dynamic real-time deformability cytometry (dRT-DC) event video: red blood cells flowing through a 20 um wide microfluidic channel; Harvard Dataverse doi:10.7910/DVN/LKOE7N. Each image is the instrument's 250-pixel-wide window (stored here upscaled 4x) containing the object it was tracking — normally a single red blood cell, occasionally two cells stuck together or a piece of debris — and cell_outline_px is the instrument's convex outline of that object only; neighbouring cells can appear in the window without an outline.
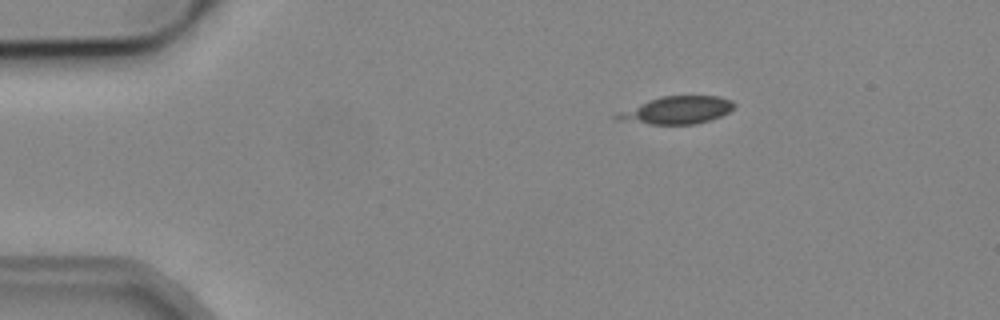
{"species": "common noctule bat (a hibernating species)", "species_latin": "Nyctalus noctula", "temperature_condition": "cold", "stored_images_in_passage": 5, "camera_frame_rate_fps": 3000, "um_per_image_px": 0.085, "animal": {"sex": "male", "body_mass_g": 19.2, "forearm_length_mm": 51.8}, "frame": {"image": 1, "passage_image": 1, "time_ms": 0.0, "image_size_px": [1000, 320], "cell_outline_px": [[736, 104], [728, 112], [720, 116], [696, 124], [648, 124], [616, 120], [612, 116], [616, 112], [648, 100], [660, 96], [720, 96], [732, 100]], "centroid_in_image_um": [57.48, 9.36], "position_along_channel_um": 27.5, "area_um2": 18.9}}